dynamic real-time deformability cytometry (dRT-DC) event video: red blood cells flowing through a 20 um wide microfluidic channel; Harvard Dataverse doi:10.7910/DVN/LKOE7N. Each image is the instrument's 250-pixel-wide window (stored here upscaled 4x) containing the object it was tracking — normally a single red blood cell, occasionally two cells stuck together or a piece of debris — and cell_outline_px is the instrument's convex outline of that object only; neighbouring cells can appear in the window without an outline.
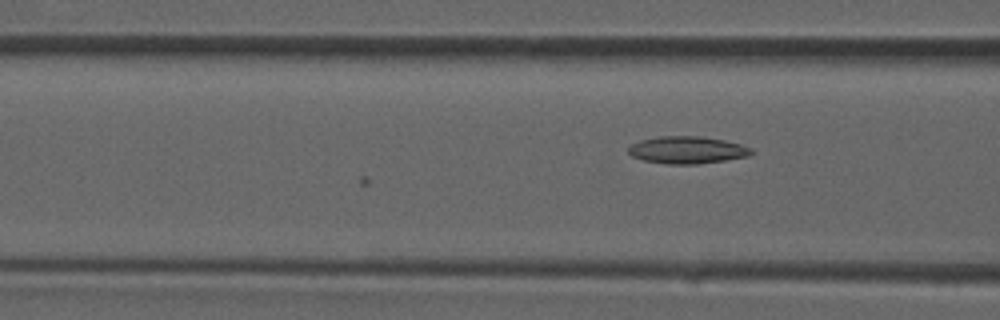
{"species": "common noctule bat (a hibernating species)", "species_latin": "Nyctalus noctula", "temperature_condition": "room temperature", "stored_images_in_passage": 5, "camera_frame_rate_fps": 3000, "um_per_image_px": 0.085, "animal": {"sex": "male", "forearm_length_mm": 52.5}, "frame": {"image": 1, "passage_image": 5, "time_ms": 1.333, "image_size_px": [1000, 320], "cell_outline_px": [[752, 152], [748, 156], [724, 160], [696, 164], [664, 164], [644, 160], [632, 156], [628, 152], [628, 148], [632, 144], [640, 140], [660, 136], [700, 136], [724, 140], [740, 144], [752, 148]], "centroid_in_image_um": [58.39, 12.74], "position_along_channel_um": 108.2, "area_um2": 19.42}}